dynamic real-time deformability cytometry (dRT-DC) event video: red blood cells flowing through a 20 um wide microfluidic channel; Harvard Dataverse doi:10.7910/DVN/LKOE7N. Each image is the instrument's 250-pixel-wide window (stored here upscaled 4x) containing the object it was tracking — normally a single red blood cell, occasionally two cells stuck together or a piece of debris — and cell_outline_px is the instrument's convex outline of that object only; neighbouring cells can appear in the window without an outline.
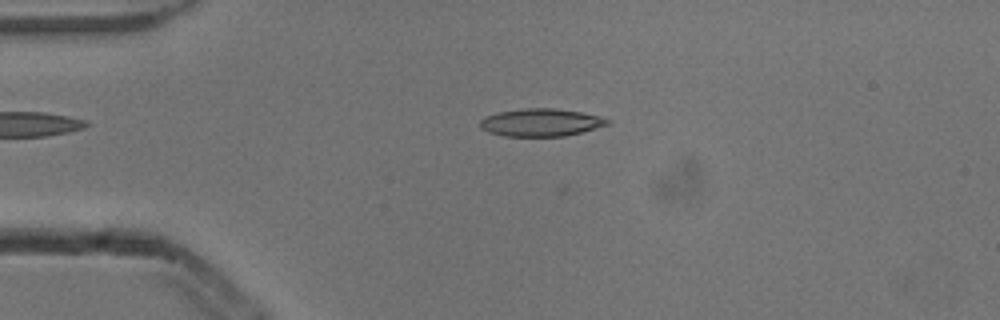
{"species": "common noctule bat (a hibernating species)", "species_latin": "Nyctalus noctula", "temperature_condition": "cold", "stored_images_in_passage": 5, "camera_frame_rate_fps": 3000, "um_per_image_px": 0.085, "animal": {"sex": "male", "body_mass_g": 13.3}, "frame": {"image": 1, "passage_image": 4, "time_ms": 1.0, "image_size_px": [1000, 320], "cell_outline_px": [[612, 120], [608, 124], [596, 128], [564, 136], [504, 136], [488, 132], [480, 128], [480, 120], [484, 116], [500, 112], [524, 108], [556, 108], [580, 112], [600, 116]], "centroid_in_image_um": [45.96, 10.4], "position_along_channel_um": 39.0, "area_um2": 20.52}}